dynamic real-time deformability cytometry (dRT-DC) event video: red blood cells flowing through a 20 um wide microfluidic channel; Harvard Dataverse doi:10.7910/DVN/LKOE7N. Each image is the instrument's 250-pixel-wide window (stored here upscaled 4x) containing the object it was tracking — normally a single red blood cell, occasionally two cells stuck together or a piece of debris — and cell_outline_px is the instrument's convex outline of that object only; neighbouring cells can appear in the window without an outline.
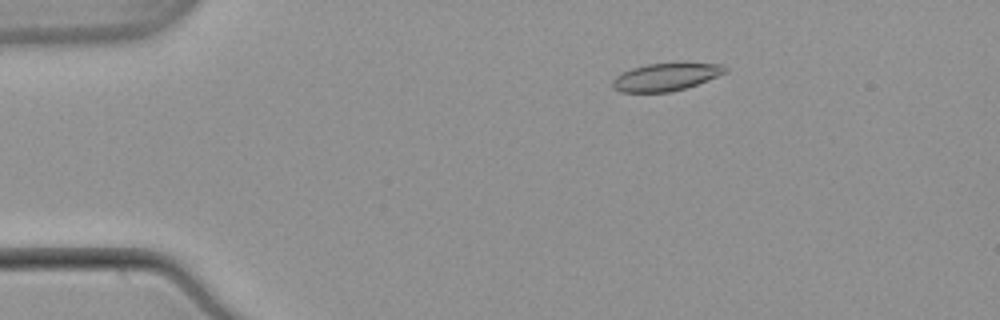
{"species": "common noctule bat (a hibernating species)", "species_latin": "Nyctalus noctula", "temperature_condition": "warm", "stored_images_in_passage": 54, "camera_frame_rate_fps": 3000, "um_per_image_px": 0.085, "animal": {"sex": "male", "body_mass_g": 21.5, "forearm_length_mm": 52.0}, "frame": {"image": 1, "passage_image": 10, "time_ms": 3.0, "image_size_px": [1000, 320], "cell_outline_px": [[728, 72], [696, 84], [684, 88], [668, 92], [620, 92], [612, 88], [612, 80], [616, 76], [632, 68], [648, 64], [720, 64], [728, 68]], "centroid_in_image_um": [56.56, 6.56], "position_along_channel_um": 28.4, "area_um2": 17.69}}
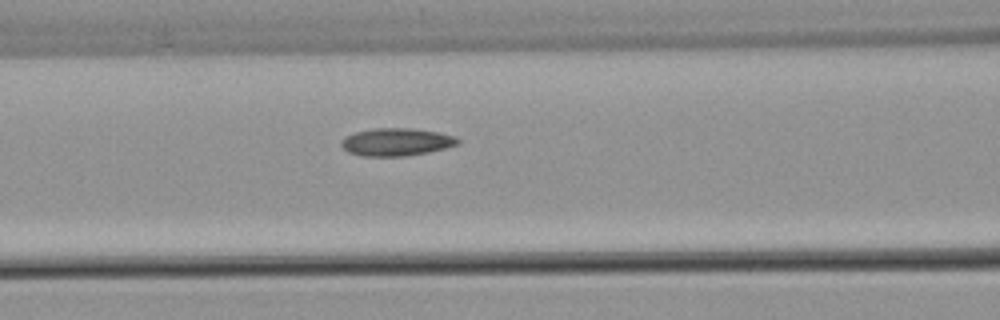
{"frame": {"image": 2, "passage_image": 23, "time_ms": 7.333, "image_size_px": [1000, 320], "cell_outline_px": [[460, 144], [428, 152], [404, 156], [364, 156], [348, 152], [340, 144], [340, 140], [344, 136], [356, 132], [372, 128], [412, 128], [440, 132], [456, 136], [460, 140]], "centroid_in_image_um": [33.7, 12.06], "position_along_channel_um": 132.9, "area_um2": 18.96}}
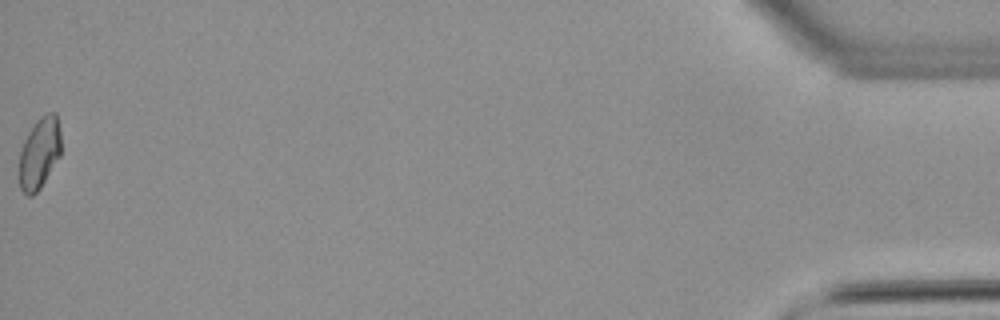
{"frame": {"image": 3, "passage_image": 54, "time_ms": 17.667, "image_size_px": [1000, 320], "cell_outline_px": [[60, 156], [40, 188], [32, 196], [28, 196], [20, 188], [16, 176], [20, 152], [24, 140], [28, 132], [36, 120], [40, 116], [48, 112], [56, 112], [60, 132]], "centroid_in_image_um": [3.31, 13.03], "position_along_channel_um": 431.9, "area_um2": 17.8}, "authors_computed_cell_mechanics": {"area_um2": 18.0047, "velocity_mm_per_s": 3.8662, "shape_relaxation_time_tau1_ms": null, "shape_relaxation_time_tau2_ms": 4.1483, "deformation_change_tau1": null, "deformation_change_tau2": 0.0954}}